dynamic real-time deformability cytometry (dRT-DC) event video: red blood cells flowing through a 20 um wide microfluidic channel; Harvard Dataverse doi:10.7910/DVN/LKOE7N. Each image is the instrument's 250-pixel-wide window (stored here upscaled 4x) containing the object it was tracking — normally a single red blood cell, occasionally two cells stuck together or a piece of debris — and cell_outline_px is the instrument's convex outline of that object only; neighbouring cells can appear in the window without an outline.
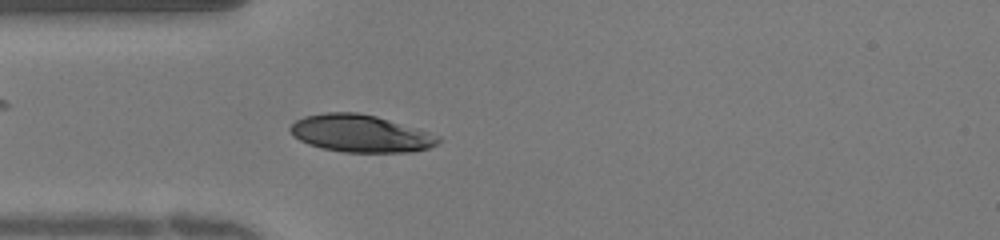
{"species": "human", "species_latin": "Homo sapiens", "temperature_condition": "warm", "stored_images_in_passage": 37, "camera_frame_rate_fps": 3000, "um_per_image_px": 0.085, "donor": {"sex": "female"}, "frame": {"image": 1, "passage_image": 9, "time_ms": 2.667, "image_size_px": [1000, 240], "cell_outline_px": [[440, 140], [436, 144], [428, 148], [412, 152], [344, 152], [324, 148], [308, 144], [292, 136], [288, 128], [296, 120], [304, 116], [324, 112], [356, 112], [376, 116], [428, 132], [440, 136]], "centroid_in_image_um": [30.6, 11.34], "position_along_channel_um": 54.4, "area_um2": 32.08}}
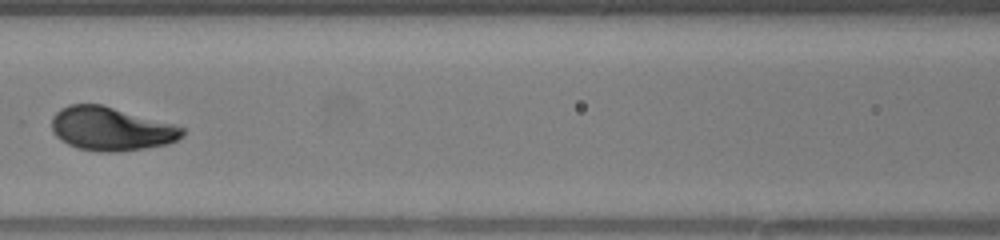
{"frame": {"image": 2, "passage_image": 15, "time_ms": 4.667, "image_size_px": [1000, 240], "cell_outline_px": [[184, 136], [168, 144], [144, 148], [116, 152], [104, 152], [76, 148], [60, 140], [52, 132], [52, 116], [60, 108], [68, 104], [100, 104], [176, 124], [184, 128]], "centroid_in_image_um": [9.43, 10.95], "position_along_channel_um": 157.2, "area_um2": 33.35}}
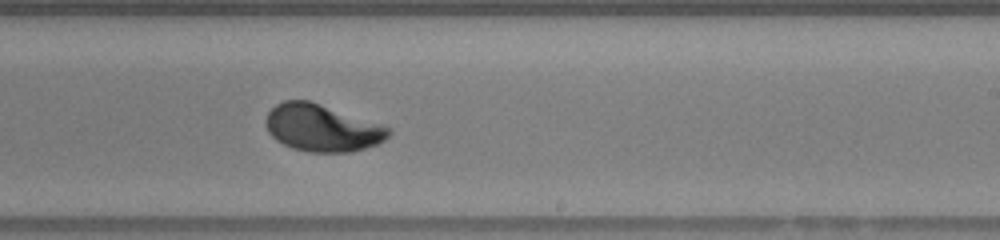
{"frame": {"image": 3, "passage_image": 21, "time_ms": 6.667, "image_size_px": [1000, 240], "cell_outline_px": [[392, 132], [384, 140], [376, 144], [352, 152], [308, 152], [292, 148], [276, 140], [268, 132], [264, 120], [268, 112], [276, 104], [284, 100], [308, 100], [384, 124], [392, 128]], "centroid_in_image_um": [27.38, 10.87], "position_along_channel_um": 261.6, "area_um2": 33.93}}